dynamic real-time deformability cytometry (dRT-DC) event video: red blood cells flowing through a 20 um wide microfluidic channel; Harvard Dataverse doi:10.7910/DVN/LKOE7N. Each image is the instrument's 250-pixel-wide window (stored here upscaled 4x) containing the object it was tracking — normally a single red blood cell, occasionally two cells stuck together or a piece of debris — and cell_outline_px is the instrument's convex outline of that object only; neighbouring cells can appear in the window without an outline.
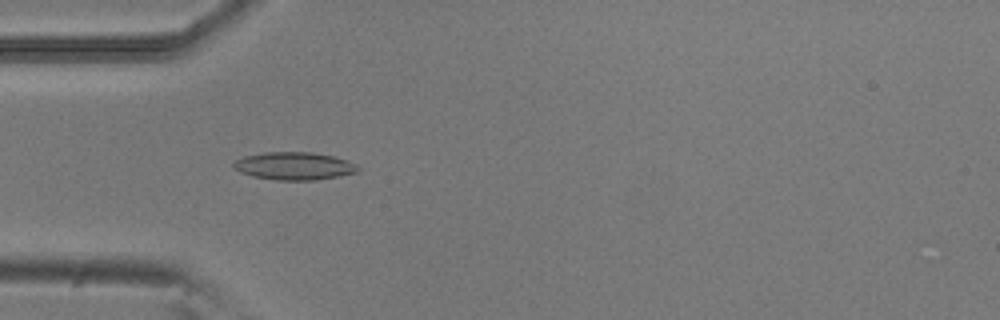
{"species": "common noctule bat (a hibernating species)", "species_latin": "Nyctalus noctula", "temperature_condition": "room temperature", "stored_images_in_passage": 5, "camera_frame_rate_fps": 3000, "um_per_image_px": 0.085, "animal": {"sex": "male", "body_mass_g": 20.5, "forearm_length_mm": 52.5}, "frame": {"image": 1, "passage_image": 4, "time_ms": 1.0, "image_size_px": [1000, 320], "cell_outline_px": [[360, 168], [356, 172], [316, 180], [276, 180], [252, 176], [240, 172], [232, 168], [232, 164], [236, 160], [244, 156], [264, 152], [312, 152], [332, 156], [348, 160], [356, 164]], "centroid_in_image_um": [24.97, 14.1], "position_along_channel_um": 60.0, "area_um2": 20.11}}